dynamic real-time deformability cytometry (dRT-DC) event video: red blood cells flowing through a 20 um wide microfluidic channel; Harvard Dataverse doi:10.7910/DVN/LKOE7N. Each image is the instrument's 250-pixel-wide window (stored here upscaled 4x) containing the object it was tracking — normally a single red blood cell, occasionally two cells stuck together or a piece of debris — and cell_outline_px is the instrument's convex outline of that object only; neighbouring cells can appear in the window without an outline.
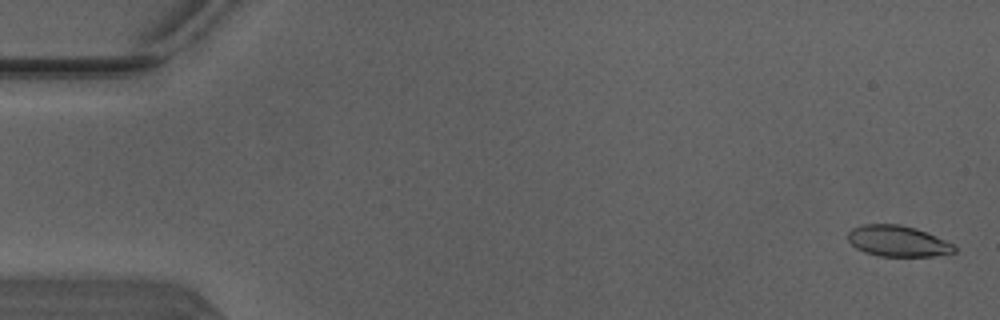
{"species": "Egyptian fruit bat (a non-hibernating species)", "species_latin": "Rousettus aegyptiacus", "temperature_condition": "warm", "stored_images_in_passage": 52, "segment_of_instrument_passage": [1, 2], "camera_frame_rate_fps": 3000, "um_per_image_px": 0.085, "animal": {"sex": "male"}, "frame": {"image": 1, "passage_image": 2, "time_ms": 0.333, "image_size_px": [1000, 320], "cell_outline_px": [[956, 252], [932, 256], [880, 256], [864, 252], [856, 248], [848, 240], [848, 232], [852, 228], [864, 224], [900, 224], [916, 228], [944, 240], [952, 244], [956, 248]], "centroid_in_image_um": [76.28, 20.49], "position_along_channel_um": 8.7, "area_um2": 19.07}}
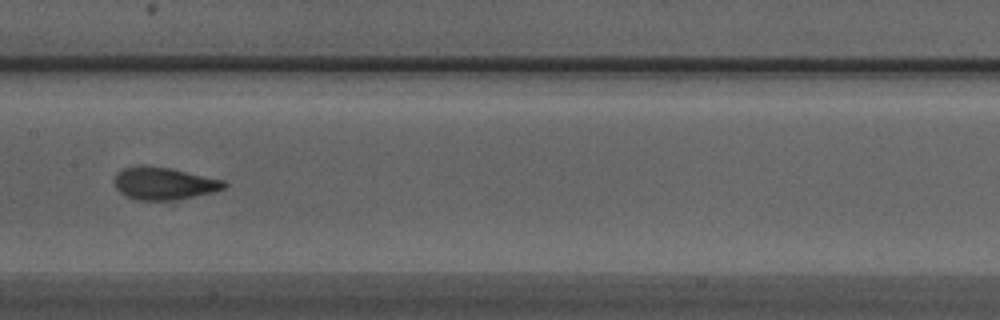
{"frame": {"image": 2, "passage_image": 26, "time_ms": 8.333, "image_size_px": [1000, 320], "cell_outline_px": [[228, 184], [224, 188], [212, 192], [172, 200], [136, 200], [120, 192], [116, 188], [116, 176], [124, 168], [168, 168], [224, 180]], "centroid_in_image_um": [13.99, 15.63], "position_along_channel_um": 193.4, "area_um2": 19.65}}
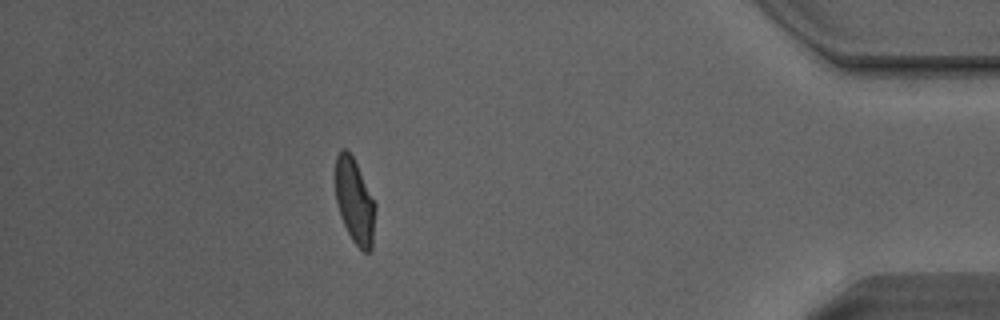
{"frame": {"image": 3, "passage_image": 45, "time_ms": 14.667, "image_size_px": [1000, 320], "cell_outline_px": [[376, 208], [372, 248], [368, 252], [364, 252], [352, 240], [340, 216], [336, 200], [336, 156], [340, 148], [348, 148], [376, 204]], "centroid_in_image_um": [30.15, 17.09], "position_along_channel_um": 405.1, "area_um2": 19.65}}